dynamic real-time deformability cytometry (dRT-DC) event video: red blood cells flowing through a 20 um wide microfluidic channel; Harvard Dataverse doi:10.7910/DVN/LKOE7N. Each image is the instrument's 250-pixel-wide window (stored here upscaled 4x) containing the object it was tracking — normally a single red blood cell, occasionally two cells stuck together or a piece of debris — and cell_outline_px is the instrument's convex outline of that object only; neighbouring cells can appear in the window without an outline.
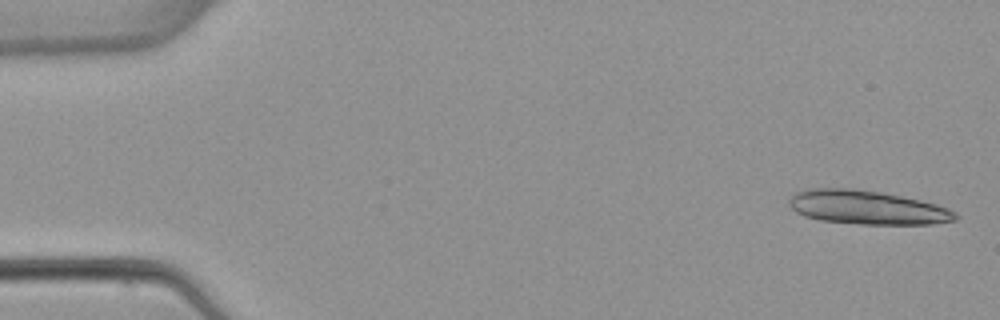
{"species": "common noctule bat (a hibernating species)", "species_latin": "Nyctalus noctula", "temperature_condition": "warm", "stored_images_in_passage": 4, "camera_frame_rate_fps": 3000, "um_per_image_px": 0.085, "animal": {"sex": "female", "body_mass_g": 22.7, "forearm_length_mm": 54.2}, "frame": {"image": 1, "passage_image": 1, "time_ms": 0.0, "image_size_px": [1000, 320], "cell_outline_px": [[960, 216], [956, 220], [932, 224], [860, 224], [820, 220], [804, 216], [796, 212], [788, 204], [788, 200], [796, 192], [808, 188], [852, 188], [880, 192], [920, 200], [936, 204], [948, 208], [956, 212]], "centroid_in_image_um": [73.7, 17.63], "position_along_channel_um": 11.3, "area_um2": 32.89}}